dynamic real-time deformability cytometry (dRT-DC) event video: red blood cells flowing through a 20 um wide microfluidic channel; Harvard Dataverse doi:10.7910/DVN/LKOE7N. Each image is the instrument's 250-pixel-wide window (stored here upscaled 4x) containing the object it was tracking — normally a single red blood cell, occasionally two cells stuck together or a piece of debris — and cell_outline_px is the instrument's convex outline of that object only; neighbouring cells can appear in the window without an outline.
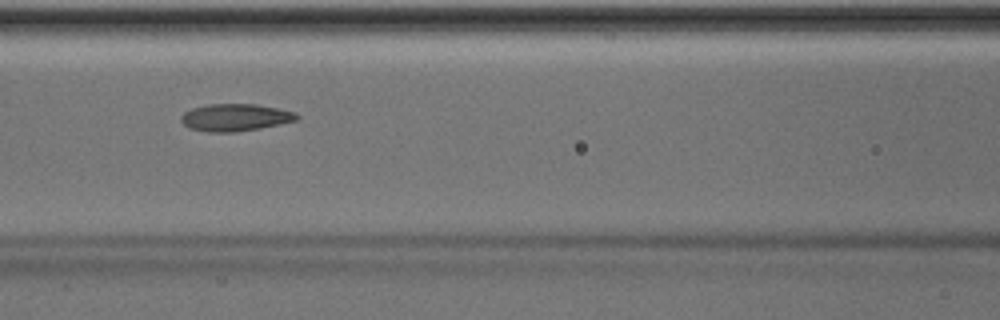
{"species": "Egyptian fruit bat (a non-hibernating species)", "species_latin": "Rousettus aegyptiacus", "temperature_condition": "room temperature", "stored_images_in_passage": 39, "camera_frame_rate_fps": 3000, "um_per_image_px": 0.085, "animal": {"sex": "male"}, "frame": {"image": 1, "passage_image": 17, "time_ms": 5.333, "image_size_px": [1000, 320], "cell_outline_px": [[300, 120], [260, 128], [232, 132], [208, 132], [188, 128], [180, 120], [180, 116], [184, 112], [192, 108], [208, 104], [256, 104], [296, 112], [300, 116]], "centroid_in_image_um": [20.0, 9.98], "position_along_channel_um": 146.6, "area_um2": 18.5}}
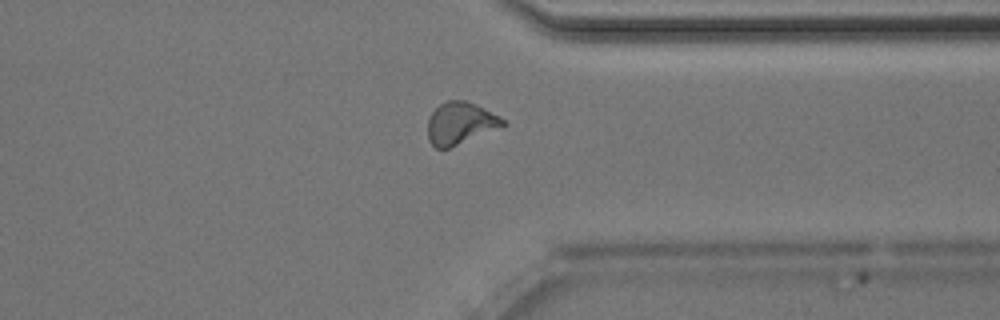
{"frame": {"image": 2, "passage_image": 34, "time_ms": 11.0, "image_size_px": [1000, 320], "cell_outline_px": [[508, 124], [448, 148], [436, 148], [428, 140], [428, 116], [440, 104], [448, 100], [468, 100], [500, 116]], "centroid_in_image_um": [39.12, 10.45], "position_along_channel_um": 372.3, "area_um2": 18.32}, "authors_computed_cell_mechanics": {"area_um2": 18.5538, "velocity_mm_per_s": 4.023, "shape_relaxation_time_tau1_ms": 3.9872, "shape_relaxation_time_tau2_ms": 2.09, "deformation_change_tau1": 0.147, "deformation_change_tau2": 0.0964}}